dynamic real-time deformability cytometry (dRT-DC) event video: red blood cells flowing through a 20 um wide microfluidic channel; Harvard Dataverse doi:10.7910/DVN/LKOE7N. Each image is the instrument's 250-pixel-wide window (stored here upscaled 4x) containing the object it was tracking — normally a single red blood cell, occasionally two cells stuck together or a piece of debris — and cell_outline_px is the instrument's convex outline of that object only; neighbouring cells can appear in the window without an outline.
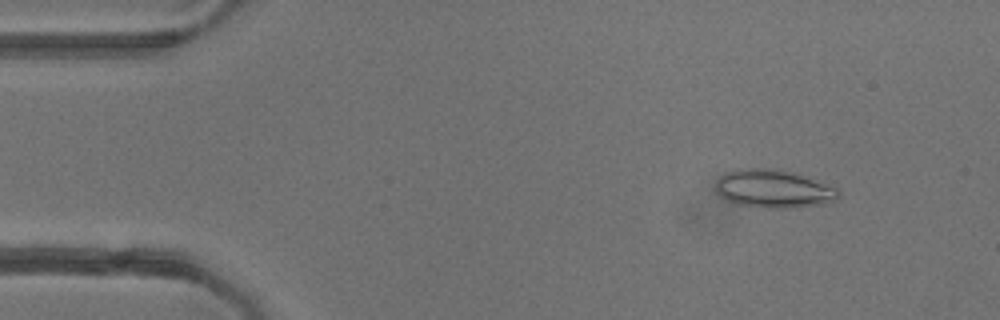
{"species": "common noctule bat (a hibernating species)", "species_latin": "Nyctalus noctula", "temperature_condition": "warm", "stored_images_in_passage": 52, "camera_frame_rate_fps": 3000, "um_per_image_px": 0.085, "animal": {"sex": "female"}, "frame": {"image": 1, "passage_image": 6, "time_ms": 1.667, "image_size_px": [1000, 320], "cell_outline_px": [[840, 196], [836, 200], [820, 204], [792, 208], [768, 208], [736, 204], [720, 196], [716, 192], [716, 184], [720, 176], [724, 172], [736, 168], [772, 168], [792, 172], [836, 188], [840, 192]], "centroid_in_image_um": [65.7, 16.04], "position_along_channel_um": 19.3, "area_um2": 27.22}}
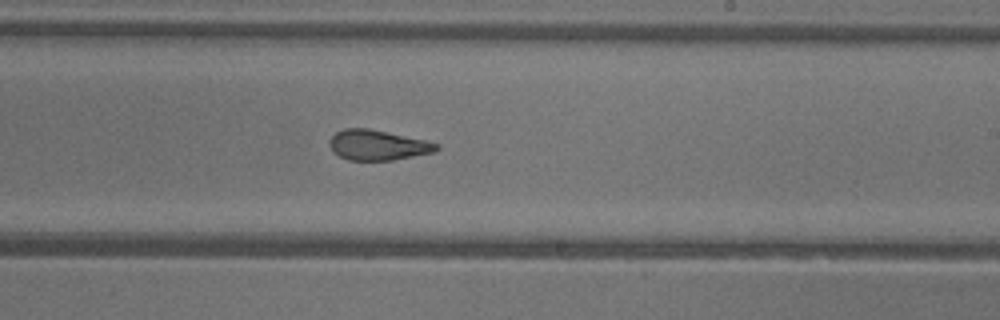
{"frame": {"image": 2, "passage_image": 31, "time_ms": 10.0, "image_size_px": [1000, 320], "cell_outline_px": [[440, 148], [432, 152], [392, 160], [348, 160], [340, 156], [328, 144], [328, 140], [336, 132], [344, 128], [368, 128], [424, 140], [440, 144]], "centroid_in_image_um": [32.08, 12.32], "position_along_channel_um": 256.9, "area_um2": 18.55}}
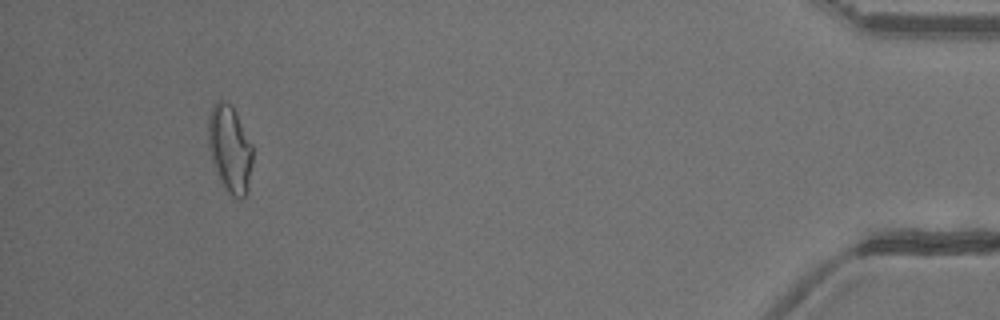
{"frame": {"image": 3, "passage_image": 49, "time_ms": 16.0, "image_size_px": [1000, 320], "cell_outline_px": [[252, 164], [248, 188], [244, 196], [240, 200], [232, 196], [228, 192], [220, 180], [212, 160], [208, 148], [208, 116], [212, 104], [216, 100], [224, 100], [232, 104], [252, 144]], "centroid_in_image_um": [19.53, 12.6], "position_along_channel_um": 415.7, "area_um2": 22.72}, "authors_computed_cell_mechanics": {"area_um2": 20.6057, "velocity_mm_per_s": 3.8943, "shape_relaxation_time_tau1_ms": null, "shape_relaxation_time_tau2_ms": 1.8093, "deformation_change_tau1": null, "deformation_change_tau2": 0.0924}}